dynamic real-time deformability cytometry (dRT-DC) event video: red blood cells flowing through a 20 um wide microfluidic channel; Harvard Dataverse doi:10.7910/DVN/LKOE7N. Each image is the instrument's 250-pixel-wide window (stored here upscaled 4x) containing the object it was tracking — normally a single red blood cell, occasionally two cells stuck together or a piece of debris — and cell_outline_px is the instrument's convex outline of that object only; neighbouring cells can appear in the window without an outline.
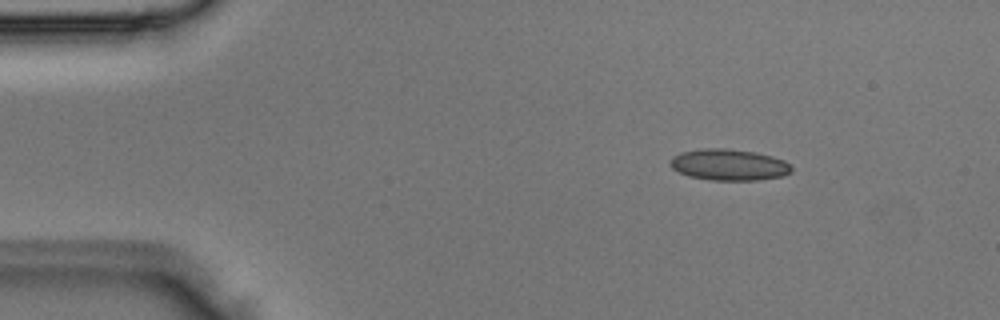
{"species": "Egyptian fruit bat (a non-hibernating species)", "species_latin": "Rousettus aegyptiacus", "temperature_condition": "room temperature", "stored_images_in_passage": 4, "camera_frame_rate_fps": 3000, "um_per_image_px": 0.085, "animal": {"sex": "male"}, "frame": {"image": 1, "passage_image": 1, "time_ms": 0.0, "image_size_px": [1000, 320], "cell_outline_px": [[792, 172], [780, 176], [756, 180], [708, 180], [688, 176], [672, 168], [672, 156], [680, 152], [700, 148], [728, 148], [756, 152], [772, 156], [784, 160], [792, 168]], "centroid_in_image_um": [61.95, 13.99], "position_along_channel_um": 23.1, "area_um2": 22.14}}
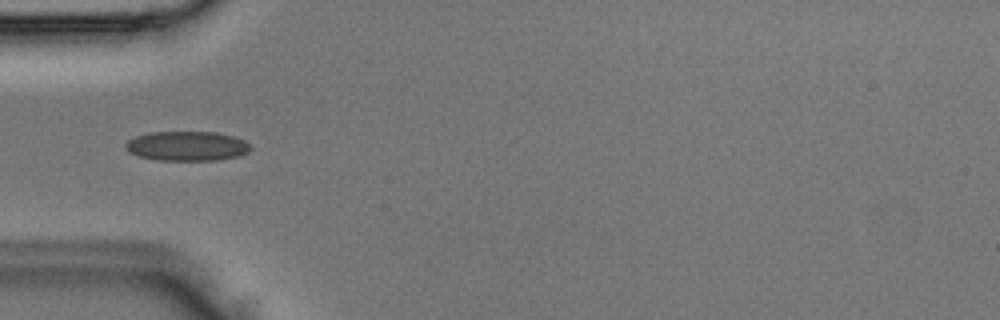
{"frame": {"image": 2, "passage_image": 3, "time_ms": 0.667, "image_size_px": [1000, 320], "cell_outline_px": [[252, 148], [248, 152], [240, 156], [216, 160], [160, 160], [140, 156], [128, 152], [124, 148], [124, 144], [128, 140], [136, 136], [148, 132], [216, 132], [232, 136], [244, 140]], "centroid_in_image_um": [15.88, 12.41], "position_along_channel_um": 69.1, "area_um2": 21.56}}